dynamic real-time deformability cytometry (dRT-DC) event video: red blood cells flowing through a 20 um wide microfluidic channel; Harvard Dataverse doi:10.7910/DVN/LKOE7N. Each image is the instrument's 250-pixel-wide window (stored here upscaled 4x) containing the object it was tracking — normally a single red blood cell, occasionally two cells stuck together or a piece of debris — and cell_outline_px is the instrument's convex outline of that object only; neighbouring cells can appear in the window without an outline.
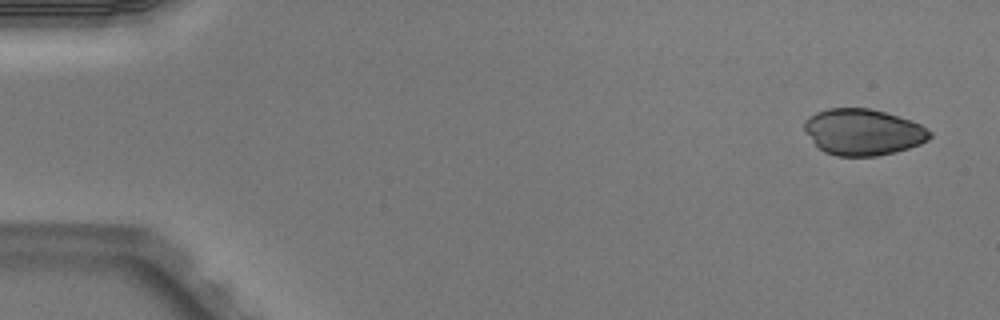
{"species": "Egyptian fruit bat (a non-hibernating species)", "species_latin": "Rousettus aegyptiacus", "temperature_condition": "warm", "stored_images_in_passage": 4, "camera_frame_rate_fps": 3000, "um_per_image_px": 0.085, "animal": {"sex": "male"}, "frame": {"image": 1, "passage_image": 1, "time_ms": 0.0, "image_size_px": [1000, 320], "cell_outline_px": [[932, 136], [928, 140], [920, 144], [896, 152], [876, 156], [836, 156], [824, 152], [816, 144], [804, 128], [804, 120], [808, 116], [816, 112], [828, 108], [872, 108], [912, 120], [920, 124], [932, 132]], "centroid_in_image_um": [73.38, 11.21], "position_along_channel_um": 11.6, "area_um2": 33.93}}